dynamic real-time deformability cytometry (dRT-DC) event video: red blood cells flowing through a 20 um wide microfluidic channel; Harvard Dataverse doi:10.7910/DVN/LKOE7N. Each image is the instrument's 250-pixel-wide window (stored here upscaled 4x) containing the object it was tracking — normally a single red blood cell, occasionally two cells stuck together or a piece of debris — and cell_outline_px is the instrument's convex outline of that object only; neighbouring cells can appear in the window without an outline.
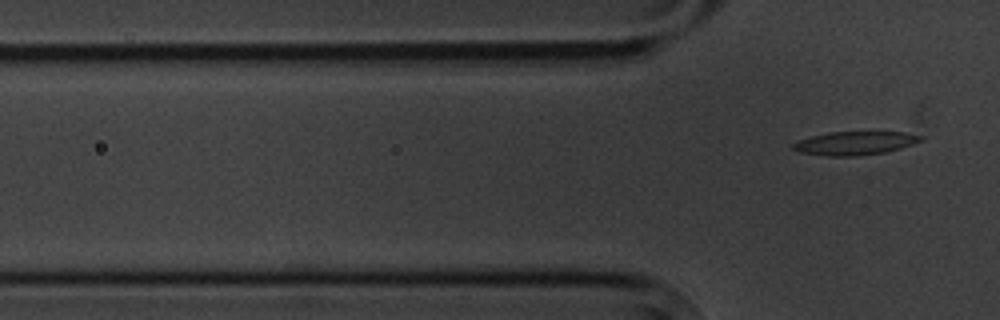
{"species": "common noctule bat (a hibernating species)", "species_latin": "Nyctalus noctula", "temperature_condition": "cold", "stored_images_in_passage": 7, "segment_of_instrument_passage": [2, 2], "camera_frame_rate_fps": 3000, "um_per_image_px": 0.085, "animal": {"sex": "male", "body_mass_g": 20.1, "forearm_length_mm": 53.5}, "frame": {"image": 1, "passage_image": 7, "time_ms": 7.0, "image_size_px": [1000, 320], "cell_outline_px": [[924, 140], [900, 148], [884, 152], [856, 156], [828, 156], [800, 152], [792, 148], [792, 144], [800, 140], [812, 136], [828, 132], [904, 132], [924, 136]], "centroid_in_image_um": [72.69, 12.16], "position_along_channel_um": 53.1, "area_um2": 17.34}}